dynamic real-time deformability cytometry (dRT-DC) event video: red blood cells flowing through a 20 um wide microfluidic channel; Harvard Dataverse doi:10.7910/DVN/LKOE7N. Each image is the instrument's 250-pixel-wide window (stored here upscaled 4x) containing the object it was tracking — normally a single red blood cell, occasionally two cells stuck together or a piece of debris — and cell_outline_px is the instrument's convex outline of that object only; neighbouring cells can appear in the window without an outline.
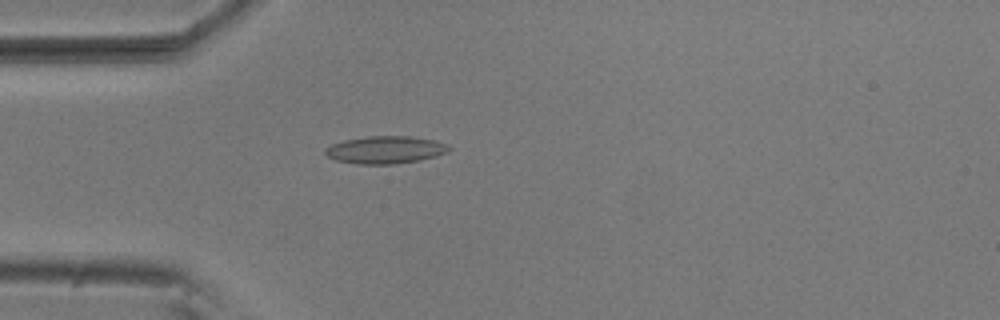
{"species": "common noctule bat (a hibernating species)", "species_latin": "Nyctalus noctula", "temperature_condition": "room temperature", "stored_images_in_passage": 2, "camera_frame_rate_fps": 3000, "um_per_image_px": 0.085, "animal": {"sex": "male", "body_mass_g": 20.5, "forearm_length_mm": 52.5}, "frame": {"image": 1, "passage_image": 2, "time_ms": 0.333, "image_size_px": [1000, 320], "cell_outline_px": [[452, 148], [448, 152], [436, 156], [420, 160], [392, 164], [356, 164], [336, 160], [328, 156], [324, 152], [332, 144], [344, 140], [368, 136], [408, 136], [436, 140], [448, 144]], "centroid_in_image_um": [32.81, 12.73], "position_along_channel_um": 52.2, "area_um2": 19.83}}